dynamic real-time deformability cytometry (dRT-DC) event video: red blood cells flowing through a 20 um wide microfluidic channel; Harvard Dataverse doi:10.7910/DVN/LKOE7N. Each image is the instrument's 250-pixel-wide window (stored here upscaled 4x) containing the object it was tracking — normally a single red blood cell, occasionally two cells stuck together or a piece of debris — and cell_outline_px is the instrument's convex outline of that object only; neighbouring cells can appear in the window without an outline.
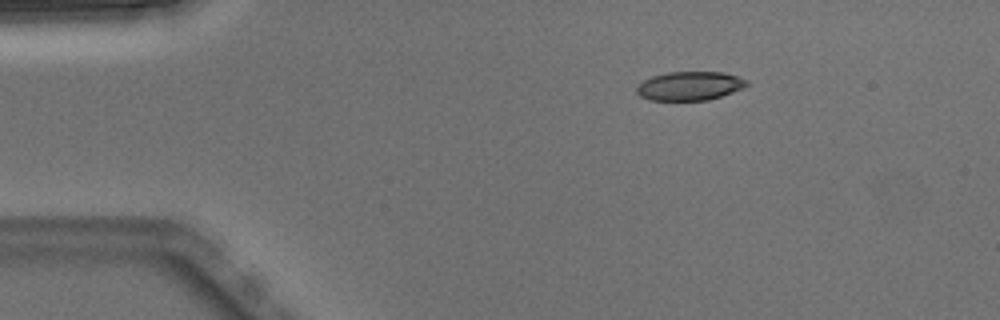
{"species": "Egyptian fruit bat (a non-hibernating species)", "species_latin": "Rousettus aegyptiacus", "temperature_condition": "warm", "stored_images_in_passage": 4, "camera_frame_rate_fps": 3000, "um_per_image_px": 0.085, "animal": {"sex": "male"}, "frame": {"image": 1, "passage_image": 1, "time_ms": 0.0, "image_size_px": [1000, 320], "cell_outline_px": [[748, 84], [744, 88], [708, 100], [648, 100], [640, 96], [636, 92], [636, 88], [644, 80], [652, 76], [668, 72], [724, 72], [748, 80]], "centroid_in_image_um": [58.62, 7.3], "position_along_channel_um": 26.4, "area_um2": 18.44}}
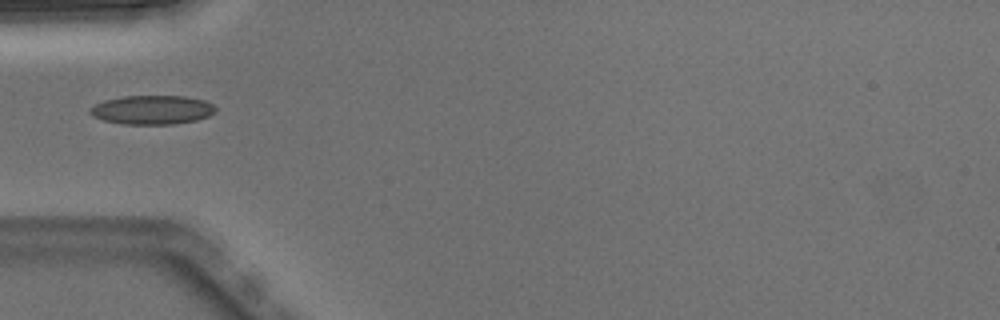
{"frame": {"image": 2, "passage_image": 3, "time_ms": 0.667, "image_size_px": [1000, 320], "cell_outline_px": [[216, 112], [208, 116], [196, 120], [172, 124], [124, 124], [104, 120], [92, 116], [88, 112], [88, 108], [92, 104], [104, 100], [124, 96], [184, 96], [204, 100], [212, 104], [216, 108]], "centroid_in_image_um": [12.89, 9.33], "position_along_channel_um": 72.1, "area_um2": 21.33}}